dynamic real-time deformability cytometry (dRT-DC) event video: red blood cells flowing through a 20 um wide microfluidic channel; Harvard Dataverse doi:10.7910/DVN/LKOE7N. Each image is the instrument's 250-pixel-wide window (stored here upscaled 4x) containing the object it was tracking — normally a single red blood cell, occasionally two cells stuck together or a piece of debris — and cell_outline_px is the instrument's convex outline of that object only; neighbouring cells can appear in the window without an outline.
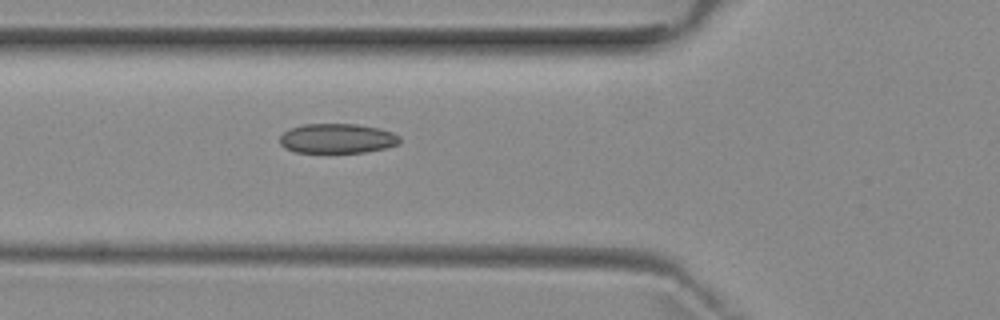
{"species": "common noctule bat (a hibernating species)", "species_latin": "Nyctalus noctula", "temperature_condition": "room temperature", "stored_images_in_passage": 5, "camera_frame_rate_fps": 3000, "um_per_image_px": 0.085, "animal": {"sex": "female", "body_mass_g": 29.2, "forearm_length_mm": 56.3}, "frame": {"image": 1, "passage_image": 5, "time_ms": 4.667, "image_size_px": [1000, 320], "cell_outline_px": [[400, 144], [384, 148], [364, 152], [296, 152], [284, 148], [280, 144], [280, 136], [288, 128], [304, 124], [356, 124], [380, 128], [392, 132], [400, 136]], "centroid_in_image_um": [28.66, 11.76], "position_along_channel_um": 97.1, "area_um2": 20.81}}